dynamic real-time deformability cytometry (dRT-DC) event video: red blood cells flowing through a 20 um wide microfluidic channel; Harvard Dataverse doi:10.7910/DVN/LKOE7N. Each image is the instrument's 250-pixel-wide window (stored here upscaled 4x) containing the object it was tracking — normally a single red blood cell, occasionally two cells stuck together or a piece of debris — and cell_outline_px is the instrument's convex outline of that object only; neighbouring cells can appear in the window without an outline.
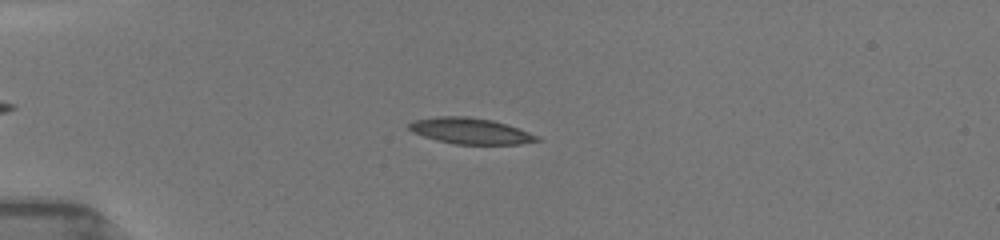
{"species": "common noctule bat (a hibernating species)", "species_latin": "Nyctalus noctula", "temperature_condition": "room temperature", "stored_images_in_passage": 33, "camera_frame_rate_fps": 3000, "um_per_image_px": 0.085, "animal": {"sex": "female", "body_mass_g": 19.5, "forearm_length_mm": 54.1}, "frame": {"image": 1, "passage_image": 8, "time_ms": 4.667, "image_size_px": [1000, 240], "cell_outline_px": [[540, 140], [520, 144], [456, 144], [436, 140], [412, 132], [408, 128], [408, 124], [416, 120], [436, 116], [464, 116], [492, 120], [528, 132], [536, 136]], "centroid_in_image_um": [39.93, 11.13], "position_along_channel_um": 45.1, "area_um2": 19.02}}
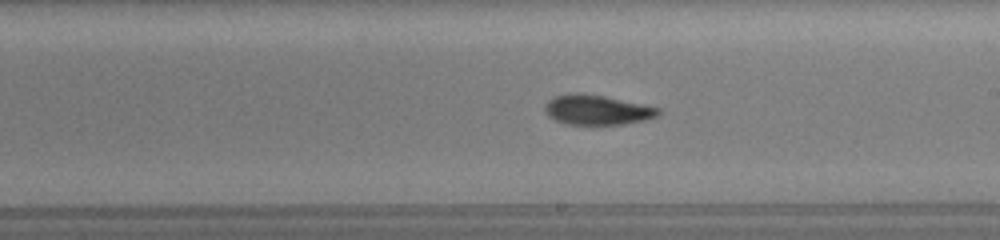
{"frame": {"image": 2, "passage_image": 21, "time_ms": 10.333, "image_size_px": [1000, 240], "cell_outline_px": [[660, 112], [656, 116], [644, 120], [624, 124], [564, 124], [548, 116], [544, 108], [544, 104], [548, 100], [556, 96], [568, 92], [580, 92], [604, 96], [644, 104], [660, 108]], "centroid_in_image_um": [50.71, 9.32], "position_along_channel_um": 238.3, "area_um2": 19.83}}
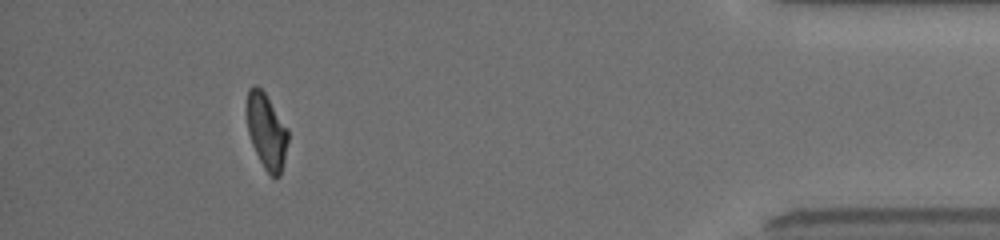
{"frame": {"image": 3, "passage_image": 33, "time_ms": 16.0, "image_size_px": [1000, 240], "cell_outline_px": [[288, 140], [284, 160], [280, 176], [272, 180], [264, 168], [252, 144], [248, 132], [244, 108], [248, 88], [252, 84], [256, 84], [264, 92], [288, 128]], "centroid_in_image_um": [22.62, 11.12], "position_along_channel_um": 412.6, "area_um2": 18.61}, "authors_computed_cell_mechanics": {"area_um2": 19.7676, "velocity_mm_per_s": 3.9724, "shape_relaxation_time_tau1_ms": 7.3642, "shape_relaxation_time_tau2_ms": 2.0848, "deformation_change_tau1": 0.1963, "deformation_change_tau2": 0.0865}}